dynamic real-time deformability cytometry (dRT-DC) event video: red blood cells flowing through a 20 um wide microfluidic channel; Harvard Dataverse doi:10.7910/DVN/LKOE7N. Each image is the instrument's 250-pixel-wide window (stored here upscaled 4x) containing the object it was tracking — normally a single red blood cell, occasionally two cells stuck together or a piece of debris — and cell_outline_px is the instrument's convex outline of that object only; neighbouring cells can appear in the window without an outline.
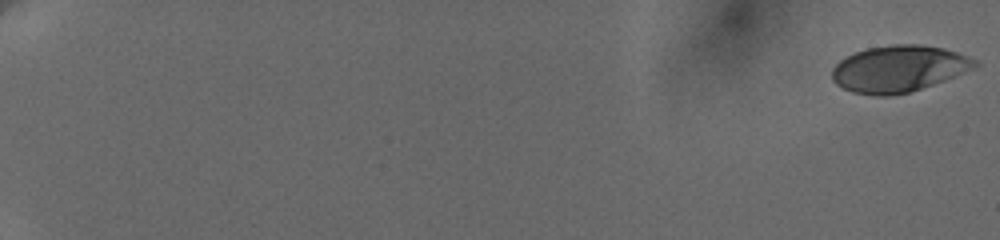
{"species": "human", "species_latin": "Homo sapiens", "temperature_condition": "cold", "stored_images_in_passage": 71, "camera_frame_rate_fps": 3000, "um_per_image_px": 0.085, "donor": {"sex": "female"}, "frame": {"image": 1, "passage_image": 1, "time_ms": 0.0, "image_size_px": [1000, 240], "cell_outline_px": [[980, 64], [972, 68], [944, 80], [908, 92], [884, 96], [876, 96], [852, 92], [836, 84], [832, 80], [832, 68], [840, 60], [856, 52], [868, 48], [892, 44], [920, 44], [944, 48], [968, 56], [976, 60]], "centroid_in_image_um": [76.36, 5.83], "position_along_channel_um": 8.6, "area_um2": 38.32}}
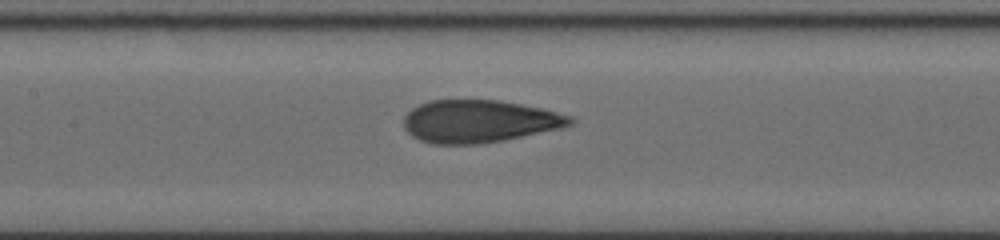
{"frame": {"image": 2, "passage_image": 39, "time_ms": 10.667, "image_size_px": [1000, 240], "cell_outline_px": [[576, 120], [572, 124], [560, 128], [504, 140], [480, 144], [432, 144], [420, 140], [412, 136], [404, 128], [404, 116], [412, 108], [428, 100], [500, 100], [540, 108], [572, 116]], "centroid_in_image_um": [40.71, 10.31], "position_along_channel_um": 166.7, "area_um2": 41.27}}
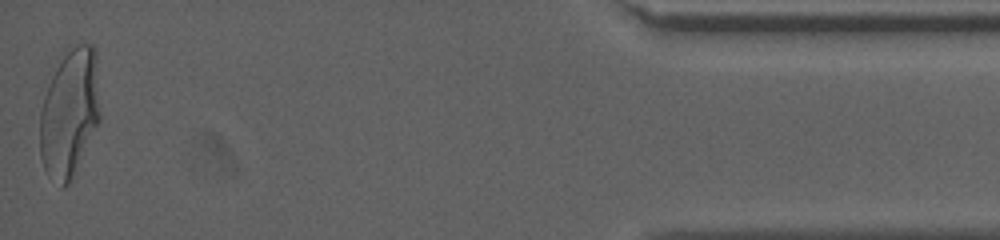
{"frame": {"image": 3, "passage_image": 71, "time_ms": 19.667, "image_size_px": [1000, 240], "cell_outline_px": [[100, 120], [68, 184], [64, 188], [60, 188], [48, 176], [44, 168], [40, 156], [40, 112], [44, 96], [48, 84], [64, 48], [68, 44], [92, 44], [96, 48], [100, 116]], "centroid_in_image_um": [5.9, 9.53], "position_along_channel_um": 429.3, "area_um2": 45.49}, "authors_computed_cell_mechanics": {"area_um2": 41.0958, "velocity_mm_per_s": 3.6419, "shape_relaxation_time_tau1_ms": 4.499, "shape_relaxation_time_tau2_ms": 0.7652, "deformation_change_tau1": 0.1842, "deformation_change_tau2": 0.0768}}